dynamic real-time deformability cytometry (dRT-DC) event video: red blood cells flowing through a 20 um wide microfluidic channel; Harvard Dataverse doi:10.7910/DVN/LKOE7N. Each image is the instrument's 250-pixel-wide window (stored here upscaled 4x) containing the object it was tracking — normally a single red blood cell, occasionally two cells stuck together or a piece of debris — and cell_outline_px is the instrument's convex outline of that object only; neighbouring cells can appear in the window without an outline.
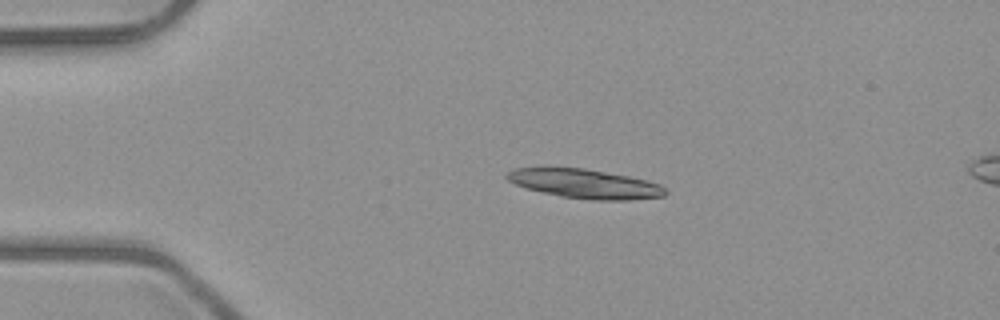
{"species": "common noctule bat (a hibernating species)", "species_latin": "Nyctalus noctula", "temperature_condition": "room temperature", "stored_images_in_passage": 3, "camera_frame_rate_fps": 3000, "um_per_image_px": 0.085, "animal": {"sex": "male", "body_mass_g": 23.1, "forearm_length_mm": 52.7}, "frame": {"image": 1, "passage_image": 1, "time_ms": 0.0, "image_size_px": [1000, 320], "cell_outline_px": [[668, 192], [664, 196], [628, 200], [596, 200], [560, 196], [528, 188], [516, 184], [508, 180], [504, 176], [512, 168], [548, 164], [584, 168], [628, 176], [660, 184]], "centroid_in_image_um": [49.61, 15.56], "position_along_channel_um": 35.4, "area_um2": 27.57}}